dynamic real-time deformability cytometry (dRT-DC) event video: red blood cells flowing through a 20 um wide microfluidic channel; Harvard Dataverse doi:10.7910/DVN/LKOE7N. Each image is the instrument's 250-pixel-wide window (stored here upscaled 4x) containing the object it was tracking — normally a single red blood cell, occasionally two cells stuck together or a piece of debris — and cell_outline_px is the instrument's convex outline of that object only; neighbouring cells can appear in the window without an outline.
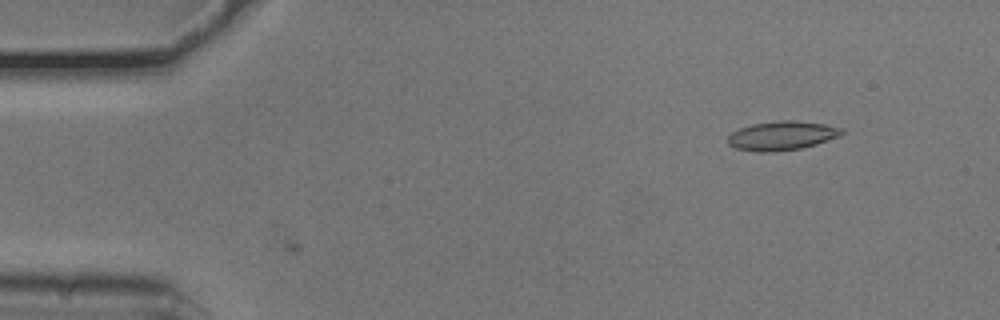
{"species": "common noctule bat (a hibernating species)", "species_latin": "Nyctalus noctula", "temperature_condition": "cold", "stored_images_in_passage": 6, "camera_frame_rate_fps": 3000, "um_per_image_px": 0.085, "animal": {"sex": "male", "body_mass_g": 20.5, "forearm_length_mm": 52.5}, "frame": {"image": 1, "passage_image": 6, "time_ms": 1.667, "image_size_px": [1000, 320], "cell_outline_px": [[844, 132], [840, 136], [816, 144], [800, 148], [772, 152], [756, 152], [736, 148], [728, 144], [728, 136], [732, 132], [740, 128], [752, 124], [776, 120], [792, 120], [824, 124], [844, 128]], "centroid_in_image_um": [66.46, 11.53], "position_along_channel_um": 18.5, "area_um2": 19.31}}